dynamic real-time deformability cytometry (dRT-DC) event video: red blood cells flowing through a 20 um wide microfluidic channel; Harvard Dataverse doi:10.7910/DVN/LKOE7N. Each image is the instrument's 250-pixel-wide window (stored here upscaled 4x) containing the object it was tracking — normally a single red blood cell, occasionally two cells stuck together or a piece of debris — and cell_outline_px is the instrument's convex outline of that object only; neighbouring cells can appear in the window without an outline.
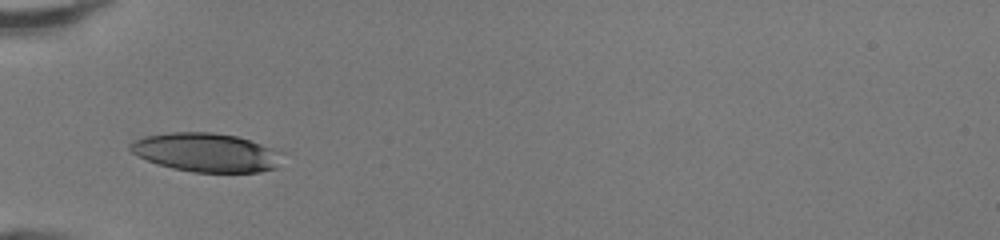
{"species": "human", "species_latin": "Homo sapiens", "temperature_condition": "room temperature", "stored_images_in_passage": 27, "camera_frame_rate_fps": 3000, "um_per_image_px": 0.085, "donor": {"sex": "female"}, "frame": {"image": 1, "passage_image": 1, "time_ms": 0.0, "image_size_px": [1000, 240], "cell_outline_px": [[284, 152], [276, 168], [260, 172], [192, 172], [172, 168], [136, 156], [128, 148], [128, 144], [144, 136], [168, 132], [212, 132], [236, 136]], "centroid_in_image_um": [17.51, 12.96], "position_along_channel_um": 67.5, "area_um2": 34.33}}
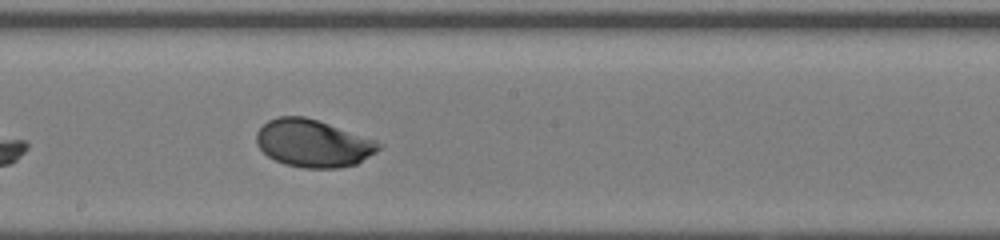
{"frame": {"image": 2, "passage_image": 12, "time_ms": 3.667, "image_size_px": [1000, 240], "cell_outline_px": [[384, 144], [376, 152], [356, 164], [340, 168], [304, 168], [284, 164], [268, 156], [256, 144], [256, 132], [268, 120], [276, 116], [304, 116], [328, 124]], "centroid_in_image_um": [26.57, 12.19], "position_along_channel_um": 221.6, "area_um2": 33.52}}
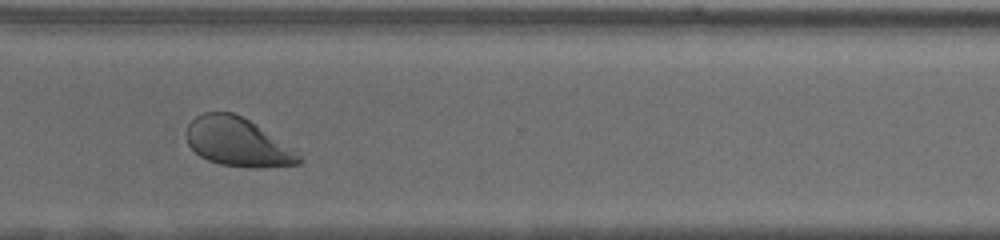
{"frame": {"image": 3, "passage_image": 21, "time_ms": 6.667, "image_size_px": [1000, 240], "cell_outline_px": [[304, 160], [300, 164], [260, 168], [248, 168], [220, 164], [208, 160], [200, 156], [188, 144], [184, 136], [184, 132], [188, 124], [196, 116], [204, 112], [232, 112], [256, 124], [300, 156]], "centroid_in_image_um": [20.13, 12.08], "position_along_channel_um": 350.5, "area_um2": 31.62}, "authors_computed_cell_mechanics": {"area_um2": 33.3506, "velocity_mm_per_s": 4.2917, "shape_relaxation_time_tau1_ms": 1.7955, "shape_relaxation_time_tau2_ms": null, "deformation_change_tau1": 0.1419, "deformation_change_tau2": null}}